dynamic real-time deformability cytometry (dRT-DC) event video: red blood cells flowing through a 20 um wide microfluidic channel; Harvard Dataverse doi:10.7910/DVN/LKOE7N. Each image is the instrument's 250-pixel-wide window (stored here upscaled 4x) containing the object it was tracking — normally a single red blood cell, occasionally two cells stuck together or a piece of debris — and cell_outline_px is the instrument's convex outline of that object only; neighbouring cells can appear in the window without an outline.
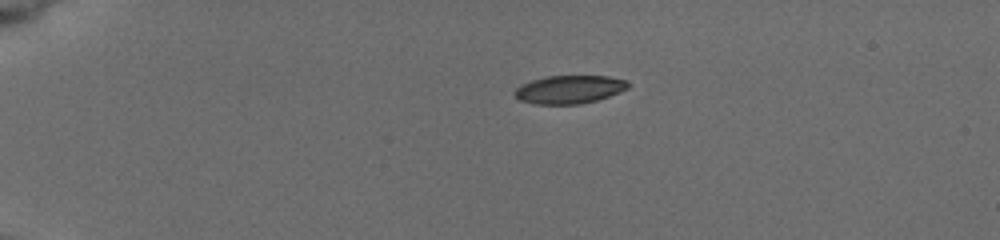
{"species": "common noctule bat (a hibernating species)", "species_latin": "Nyctalus noctula", "temperature_condition": "cold", "stored_images_in_passage": 4, "camera_frame_rate_fps": 3000, "um_per_image_px": 0.085, "animal": {"sex": "female", "body_mass_g": 19.5, "forearm_length_mm": 54.1}, "frame": {"image": 1, "passage_image": 1, "time_ms": 0.0, "image_size_px": [1000, 240], "cell_outline_px": [[628, 88], [608, 96], [596, 100], [580, 104], [536, 104], [520, 100], [512, 92], [520, 84], [532, 80], [548, 76], [608, 76], [628, 80]], "centroid_in_image_um": [48.37, 7.6], "position_along_channel_um": 36.6, "area_um2": 18.55}}
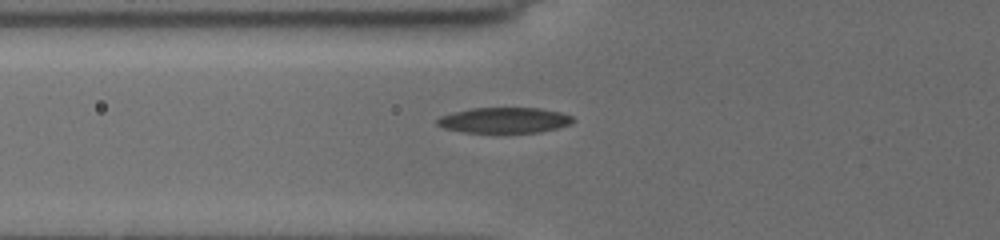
{"frame": {"image": 2, "passage_image": 4, "time_ms": 3.0, "image_size_px": [1000, 240], "cell_outline_px": [[576, 120], [572, 124], [540, 132], [504, 136], [464, 132], [444, 128], [436, 124], [436, 120], [440, 116], [472, 108], [540, 108], [560, 112], [572, 116]], "centroid_in_image_um": [42.89, 10.27], "position_along_channel_um": 82.9, "area_um2": 21.21}}